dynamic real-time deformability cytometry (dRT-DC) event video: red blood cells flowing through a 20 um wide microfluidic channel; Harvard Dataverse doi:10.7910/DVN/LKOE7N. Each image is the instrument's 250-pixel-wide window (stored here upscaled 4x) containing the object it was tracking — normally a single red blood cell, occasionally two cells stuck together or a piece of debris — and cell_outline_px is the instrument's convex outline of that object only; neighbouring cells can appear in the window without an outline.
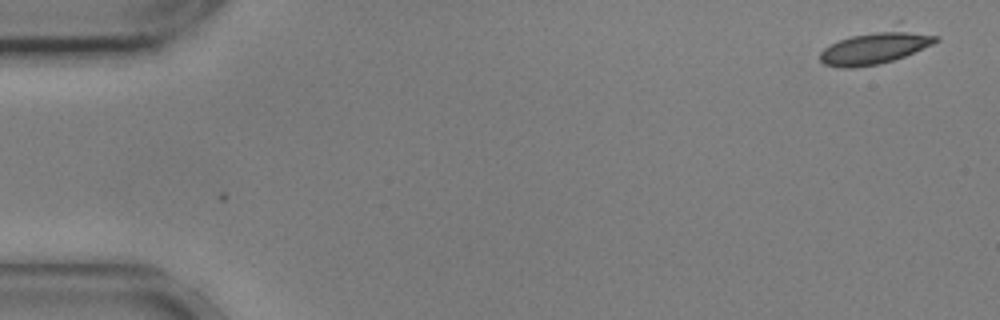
{"species": "common noctule bat (a hibernating species)", "species_latin": "Nyctalus noctula", "temperature_condition": "cold", "stored_images_in_passage": 2, "camera_frame_rate_fps": 3000, "um_per_image_px": 0.085, "animal": {"sex": "male", "body_mass_g": 17.9, "forearm_length_mm": 54.2}, "frame": {"image": 1, "passage_image": 2, "time_ms": 0.333, "image_size_px": [1000, 320], "cell_outline_px": [[940, 40], [932, 44], [904, 56], [880, 64], [852, 68], [840, 68], [824, 64], [820, 60], [820, 52], [824, 48], [840, 40], [900, 20], [940, 36]], "centroid_in_image_um": [74.59, 3.9], "position_along_channel_um": 10.4, "area_um2": 23.99}}